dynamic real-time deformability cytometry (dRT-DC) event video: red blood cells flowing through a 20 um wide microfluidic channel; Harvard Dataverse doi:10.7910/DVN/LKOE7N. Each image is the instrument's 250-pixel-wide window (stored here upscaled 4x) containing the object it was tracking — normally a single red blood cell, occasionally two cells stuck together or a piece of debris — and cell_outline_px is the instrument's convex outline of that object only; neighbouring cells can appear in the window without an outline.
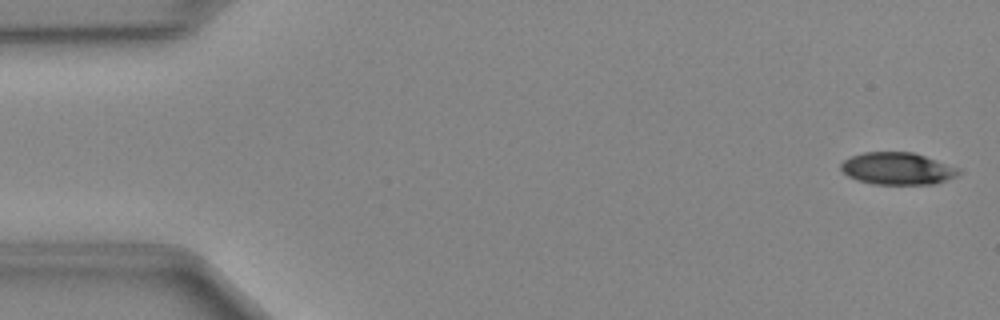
{"species": "Egyptian fruit bat (a non-hibernating species)", "species_latin": "Rousettus aegyptiacus", "temperature_condition": "cold", "stored_images_in_passage": 48, "camera_frame_rate_fps": 3000, "um_per_image_px": 0.085, "animal": {"sex": "female"}, "frame": {"image": 1, "passage_image": 1, "time_ms": 0.0, "image_size_px": [1000, 320], "cell_outline_px": [[960, 172], [956, 176], [932, 184], [872, 184], [856, 180], [848, 176], [840, 168], [840, 164], [844, 160], [852, 156], [864, 152], [912, 152], [960, 168]], "centroid_in_image_um": [76.25, 14.33], "position_along_channel_um": 8.8, "area_um2": 21.91}}
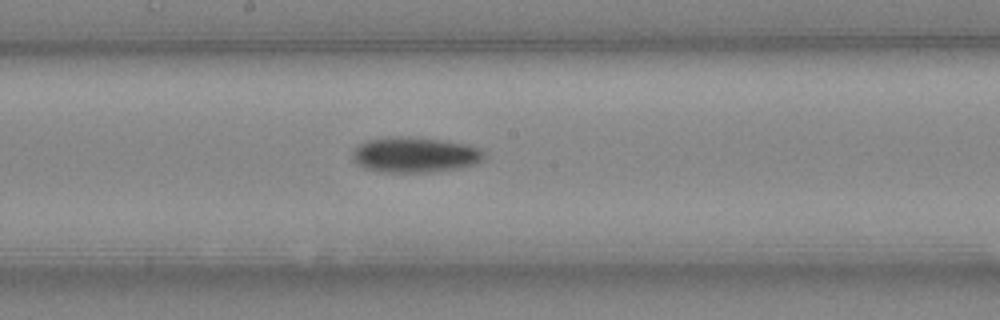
{"frame": {"image": 2, "passage_image": 25, "time_ms": 8.0, "image_size_px": [1000, 320], "cell_outline_px": [[484, 160], [476, 164], [460, 168], [436, 172], [380, 172], [364, 168], [356, 164], [352, 160], [352, 148], [356, 144], [368, 140], [388, 136], [408, 136], [440, 140], [468, 144], [480, 148], [484, 152]], "centroid_in_image_um": [35.23, 13.16], "position_along_channel_um": 213.0, "area_um2": 27.8}}
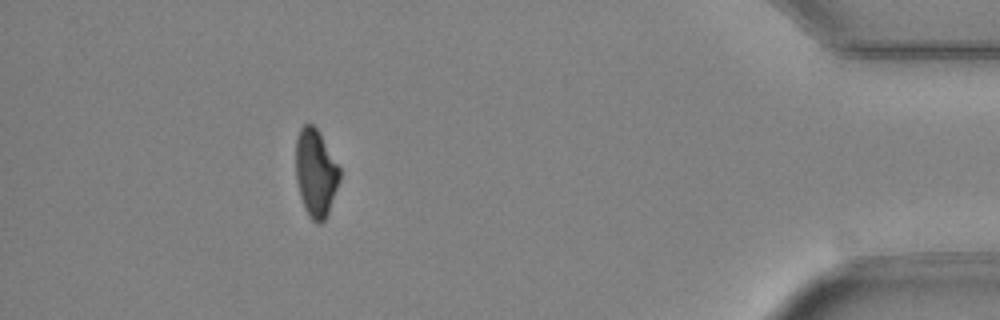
{"frame": {"image": 3, "passage_image": 43, "time_ms": 14.0, "image_size_px": [1000, 320], "cell_outline_px": [[340, 180], [328, 212], [324, 220], [320, 224], [312, 220], [304, 208], [300, 196], [296, 180], [296, 140], [300, 128], [304, 124], [312, 124], [316, 128], [340, 168]], "centroid_in_image_um": [26.82, 14.71], "position_along_channel_um": 408.4, "area_um2": 22.14}}